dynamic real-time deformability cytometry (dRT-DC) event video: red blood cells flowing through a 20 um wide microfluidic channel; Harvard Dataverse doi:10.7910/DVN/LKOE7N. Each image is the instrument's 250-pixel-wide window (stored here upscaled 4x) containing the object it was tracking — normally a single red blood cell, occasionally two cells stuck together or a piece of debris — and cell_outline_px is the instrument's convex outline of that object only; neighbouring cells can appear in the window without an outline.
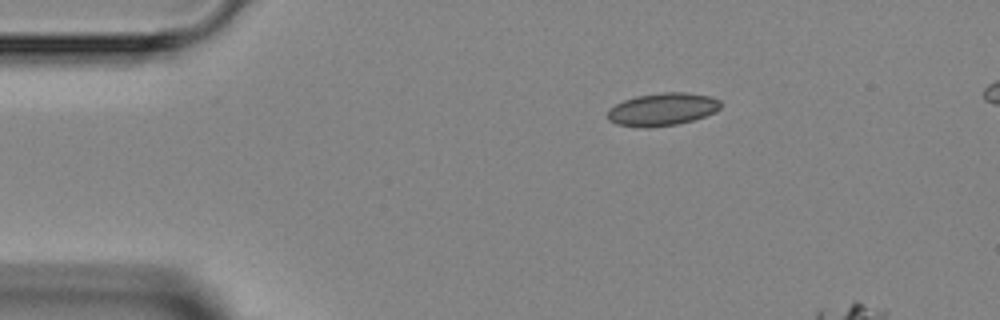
{"species": "Egyptian fruit bat (a non-hibernating species)", "species_latin": "Rousettus aegyptiacus", "temperature_condition": "room temperature", "stored_images_in_passage": 3, "camera_frame_rate_fps": 3000, "um_per_image_px": 0.085, "animal": {"sex": "female"}, "frame": {"image": 1, "passage_image": 1, "time_ms": 0.0, "image_size_px": [1000, 320], "cell_outline_px": [[720, 108], [716, 112], [692, 120], [676, 124], [648, 128], [640, 128], [616, 124], [608, 120], [608, 108], [624, 100], [636, 96], [664, 92], [684, 92], [708, 96], [720, 100]], "centroid_in_image_um": [56.27, 9.3], "position_along_channel_um": 28.7, "area_um2": 21.56}}